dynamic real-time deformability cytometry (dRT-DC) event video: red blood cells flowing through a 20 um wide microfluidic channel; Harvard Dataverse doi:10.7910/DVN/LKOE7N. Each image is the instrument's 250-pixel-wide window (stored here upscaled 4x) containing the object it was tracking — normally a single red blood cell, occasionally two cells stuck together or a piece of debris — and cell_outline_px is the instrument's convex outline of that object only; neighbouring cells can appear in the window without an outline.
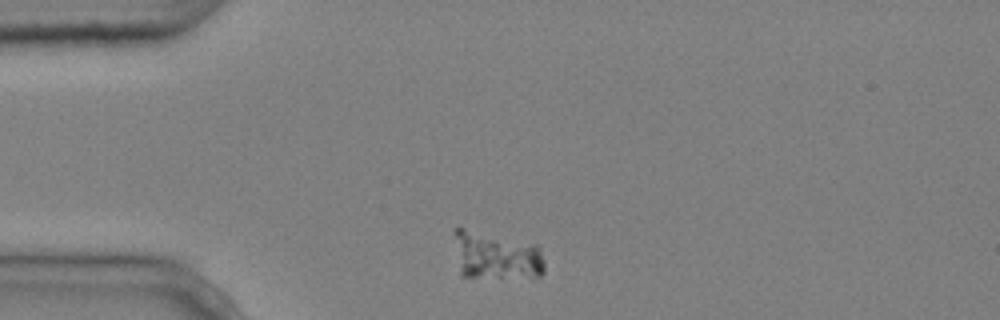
{"species": "common noctule bat (a hibernating species)", "species_latin": "Nyctalus noctula", "temperature_condition": "cold", "stored_images_in_passage": 11, "camera_frame_rate_fps": 3000, "um_per_image_px": 0.085, "animal": {"sex": "male", "body_mass_g": 20.4}, "frame": {"image": 1, "passage_image": 1, "time_ms": 0.0, "image_size_px": [1000, 320], "cell_outline_px": [[544, 272], [540, 276], [460, 276], [452, 232], [456, 228], [464, 228], [536, 244], [540, 248], [544, 260]], "centroid_in_image_um": [42.14, 21.7], "position_along_channel_um": 42.9, "area_um2": 25.09}}
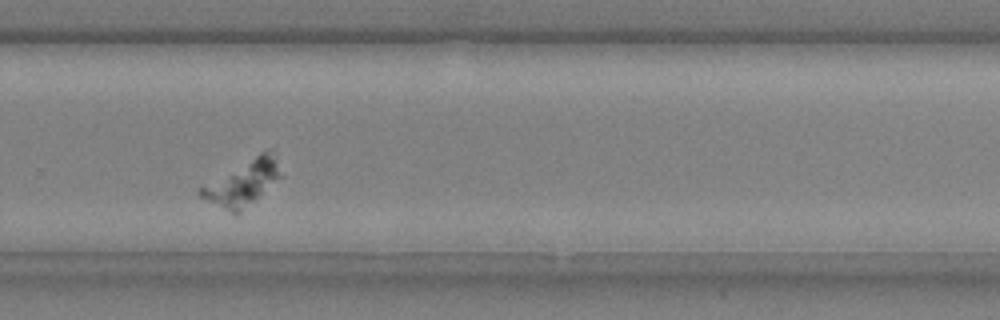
{"frame": {"image": 2, "passage_image": 8, "time_ms": 2.333, "image_size_px": [1000, 320], "cell_outline_px": [[284, 176], [240, 212], [232, 212], [200, 196], [196, 192], [200, 188], [260, 152], [268, 148]], "centroid_in_image_um": [20.69, 15.53], "position_along_channel_um": 309.1, "area_um2": 20.11}}
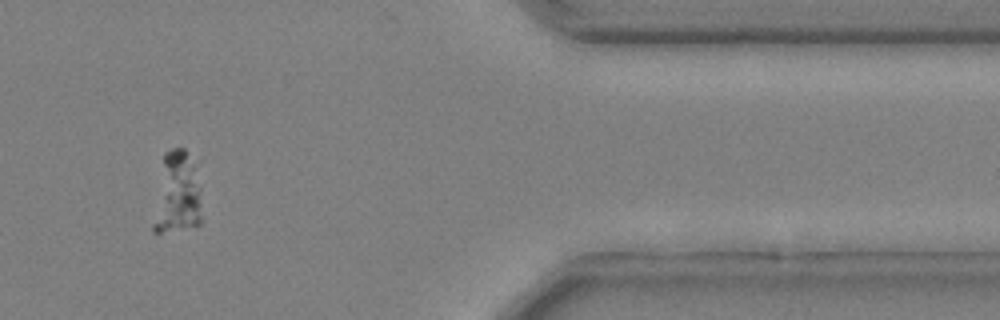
{"frame": {"image": 3, "passage_image": 10, "time_ms": 3.0, "image_size_px": [1000, 320], "cell_outline_px": [[200, 224], [160, 232], [152, 232], [152, 224], [164, 152], [172, 148], [184, 148], [196, 164], [200, 188]], "centroid_in_image_um": [15.07, 16.39], "position_along_channel_um": 396.3, "area_um2": 22.89}}